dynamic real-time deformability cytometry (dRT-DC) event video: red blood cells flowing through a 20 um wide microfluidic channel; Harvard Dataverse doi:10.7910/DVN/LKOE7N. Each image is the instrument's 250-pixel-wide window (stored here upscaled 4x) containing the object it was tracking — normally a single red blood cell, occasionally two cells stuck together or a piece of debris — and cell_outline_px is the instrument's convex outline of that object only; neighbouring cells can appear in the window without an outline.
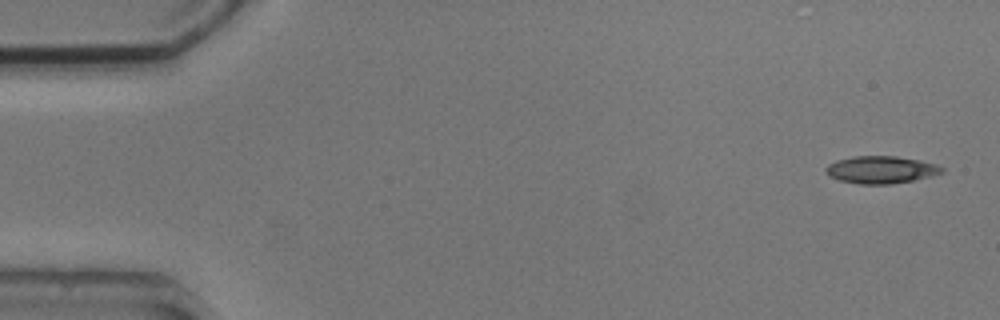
{"species": "common noctule bat (a hibernating species)", "species_latin": "Nyctalus noctula", "temperature_condition": "cold", "stored_images_in_passage": 4, "camera_frame_rate_fps": 3000, "um_per_image_px": 0.085, "animal": {"sex": "male", "body_mass_g": 20.5, "forearm_length_mm": 52.5}, "frame": {"image": 1, "passage_image": 1, "time_ms": 0.0, "image_size_px": [1000, 320], "cell_outline_px": [[944, 172], [932, 176], [892, 184], [860, 184], [840, 180], [832, 176], [824, 168], [828, 164], [836, 160], [852, 156], [896, 156], [920, 160], [936, 164], [944, 168]], "centroid_in_image_um": [74.91, 14.42], "position_along_channel_um": 10.1, "area_um2": 18.44}}
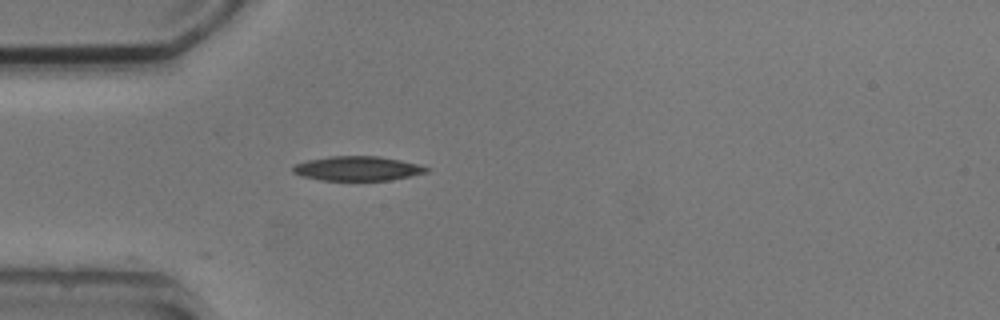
{"frame": {"image": 2, "passage_image": 4, "time_ms": 4.333, "image_size_px": [1000, 320], "cell_outline_px": [[428, 172], [392, 180], [320, 180], [304, 176], [292, 172], [292, 168], [296, 164], [308, 160], [328, 156], [380, 156], [420, 164], [428, 168]], "centroid_in_image_um": [30.41, 14.31], "position_along_channel_um": 54.6, "area_um2": 18.96}}